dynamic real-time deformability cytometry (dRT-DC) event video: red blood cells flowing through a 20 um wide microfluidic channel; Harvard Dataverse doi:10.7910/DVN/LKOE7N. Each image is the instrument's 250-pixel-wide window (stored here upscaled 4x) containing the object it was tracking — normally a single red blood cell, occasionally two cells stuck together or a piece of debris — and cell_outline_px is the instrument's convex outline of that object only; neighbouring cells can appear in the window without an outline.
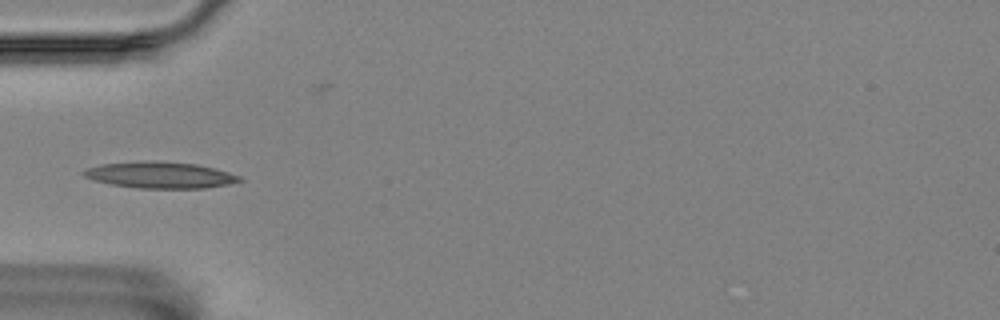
{"species": "Egyptian fruit bat (a non-hibernating species)", "species_latin": "Rousettus aegyptiacus", "temperature_condition": "room temperature", "stored_images_in_passage": 6, "camera_frame_rate_fps": 3000, "um_per_image_px": 0.085, "animal": {"sex": "female"}, "frame": {"image": 1, "passage_image": 5, "time_ms": 1.333, "image_size_px": [1000, 320], "cell_outline_px": [[244, 180], [228, 184], [204, 188], [136, 188], [112, 184], [92, 180], [84, 176], [80, 172], [84, 168], [100, 164], [156, 160], [196, 164], [228, 172], [240, 176]], "centroid_in_image_um": [13.56, 14.87], "position_along_channel_um": 71.4, "area_um2": 23.99}}